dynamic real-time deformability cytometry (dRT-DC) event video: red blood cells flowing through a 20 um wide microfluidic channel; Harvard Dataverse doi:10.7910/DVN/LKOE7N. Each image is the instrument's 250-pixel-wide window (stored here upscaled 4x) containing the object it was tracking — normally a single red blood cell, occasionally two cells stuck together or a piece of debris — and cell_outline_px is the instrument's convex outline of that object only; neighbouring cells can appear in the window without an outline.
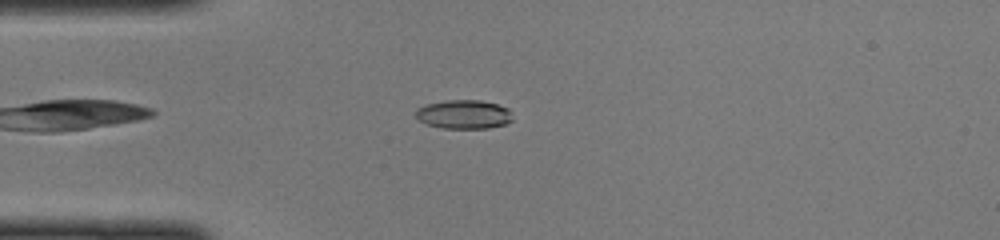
{"species": "common noctule bat (a hibernating species)", "species_latin": "Nyctalus noctula", "temperature_condition": "cold", "stored_images_in_passage": 41, "camera_frame_rate_fps": 3000, "um_per_image_px": 0.085, "animal": {"sex": "female", "body_mass_g": 22.0, "forearm_length_mm": 56.7}, "frame": {"image": 1, "passage_image": 9, "time_ms": 2.667, "image_size_px": [1000, 240], "cell_outline_px": [[512, 120], [504, 124], [488, 128], [440, 128], [428, 124], [420, 120], [416, 116], [416, 108], [428, 104], [448, 100], [480, 100], [496, 104], [508, 108], [512, 112]], "centroid_in_image_um": [39.44, 9.72], "position_along_channel_um": 45.6, "area_um2": 16.18}}
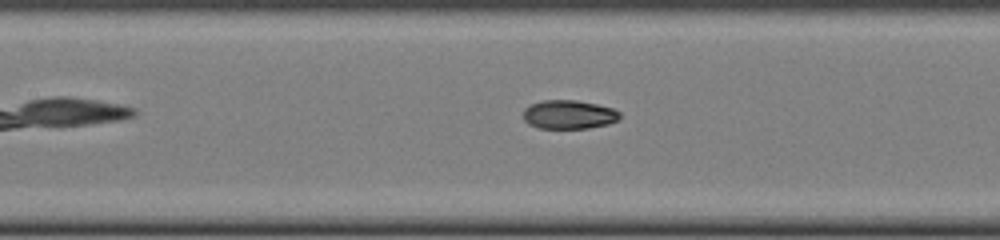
{"frame": {"image": 2, "passage_image": 18, "time_ms": 5.667, "image_size_px": [1000, 240], "cell_outline_px": [[620, 116], [616, 120], [608, 124], [588, 128], [540, 128], [528, 124], [524, 120], [524, 108], [532, 104], [544, 100], [576, 100], [596, 104], [612, 108], [620, 112]], "centroid_in_image_um": [48.34, 9.73], "position_along_channel_um": 159.1, "area_um2": 16.07}}
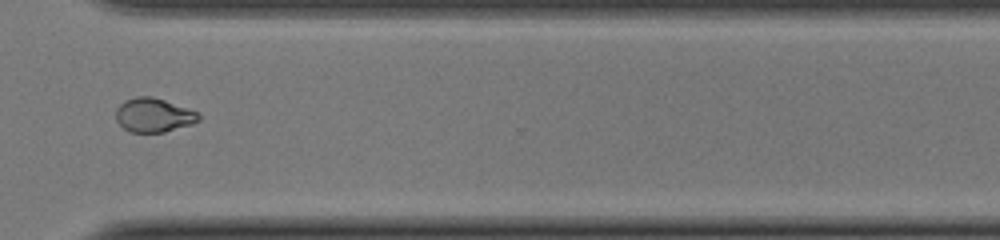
{"frame": {"image": 3, "passage_image": 32, "time_ms": 10.333, "image_size_px": [1000, 240], "cell_outline_px": [[200, 120], [192, 124], [164, 132], [128, 132], [116, 120], [116, 108], [124, 100], [136, 96], [152, 96], [200, 112]], "centroid_in_image_um": [13.06, 9.78], "position_along_channel_um": 357.5, "area_um2": 16.53}}